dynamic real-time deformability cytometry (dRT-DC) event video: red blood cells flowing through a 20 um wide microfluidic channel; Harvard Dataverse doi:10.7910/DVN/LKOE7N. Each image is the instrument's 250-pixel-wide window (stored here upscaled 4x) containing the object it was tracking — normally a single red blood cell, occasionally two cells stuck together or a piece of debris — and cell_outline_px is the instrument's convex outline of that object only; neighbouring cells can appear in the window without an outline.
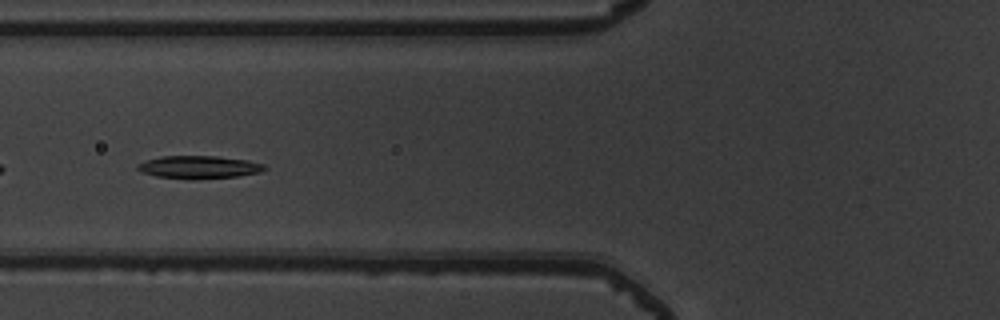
{"species": "common noctule bat (a hibernating species)", "species_latin": "Nyctalus noctula", "temperature_condition": "warm", "stored_images_in_passage": 37, "camera_frame_rate_fps": 3000, "um_per_image_px": 0.085, "animal": {"sex": "male", "body_mass_g": 19.5, "forearm_length_mm": 54.6}, "frame": {"image": 1, "passage_image": 5, "time_ms": 1.333, "image_size_px": [1000, 320], "cell_outline_px": [[268, 168], [260, 172], [236, 176], [156, 176], [140, 172], [136, 168], [136, 164], [148, 160], [164, 156], [216, 156], [248, 160], [264, 164]], "centroid_in_image_um": [16.93, 14.15], "position_along_channel_um": 108.9, "area_um2": 15.78}}
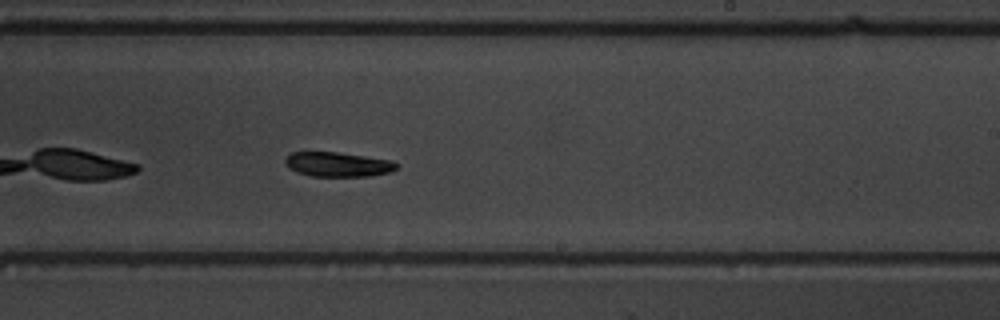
{"frame": {"image": 2, "passage_image": 17, "time_ms": 5.333, "image_size_px": [1000, 320], "cell_outline_px": [[396, 168], [388, 172], [368, 176], [312, 176], [296, 172], [284, 164], [284, 160], [292, 152], [336, 152], [392, 160], [396, 164]], "centroid_in_image_um": [28.67, 13.97], "position_along_channel_um": 260.3, "area_um2": 15.72}}
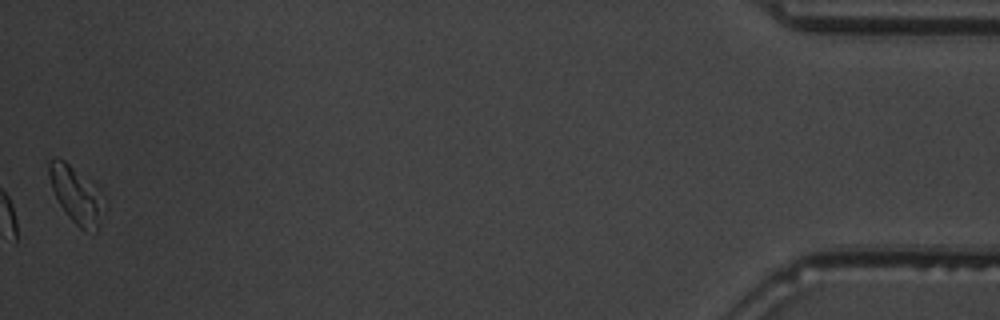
{"frame": {"image": 3, "passage_image": 37, "time_ms": 12.0, "image_size_px": [1000, 320], "cell_outline_px": [[108, 208], [96, 232], [84, 232], [68, 216], [60, 204], [52, 188], [48, 176], [48, 160], [56, 156], [64, 160], [100, 188], [104, 196]], "centroid_in_image_um": [6.56, 16.59], "position_along_channel_um": 428.6, "area_um2": 18.9}, "authors_computed_cell_mechanics": {"area_um2": 16.473, "velocity_mm_per_s": 3.7941, "shape_relaxation_time_tau1_ms": 4.9198, "shape_relaxation_time_tau2_ms": null, "deformation_change_tau1": 0.1479, "deformation_change_tau2": null}}